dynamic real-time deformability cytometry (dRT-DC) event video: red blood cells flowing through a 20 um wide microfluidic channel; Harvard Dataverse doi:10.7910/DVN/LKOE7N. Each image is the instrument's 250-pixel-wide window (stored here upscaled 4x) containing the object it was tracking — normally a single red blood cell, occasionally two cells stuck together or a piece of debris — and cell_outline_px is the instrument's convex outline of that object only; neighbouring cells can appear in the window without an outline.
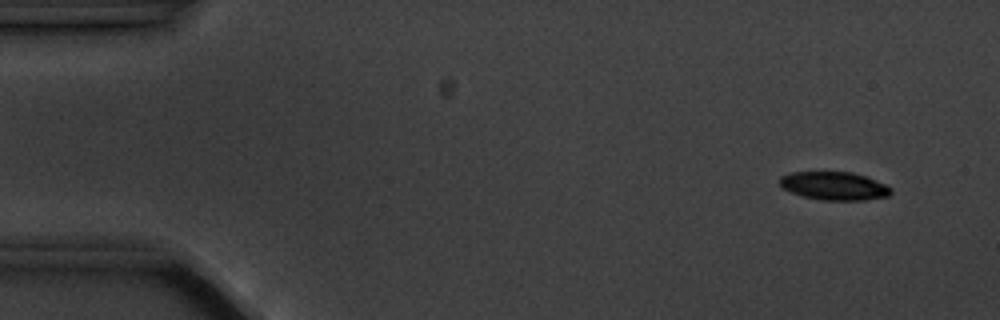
{"species": "common noctule bat (a hibernating species)", "species_latin": "Nyctalus noctula", "temperature_condition": "cold", "stored_images_in_passage": 5, "camera_frame_rate_fps": 3000, "um_per_image_px": 0.085, "animal": {"sex": "male", "body_mass_g": 20.1, "forearm_length_mm": 53.5}, "frame": {"image": 1, "passage_image": 5, "time_ms": 5.667, "image_size_px": [1000, 320], "cell_outline_px": [[892, 192], [888, 196], [864, 200], [820, 200], [804, 196], [792, 192], [784, 188], [780, 184], [780, 176], [792, 172], [852, 172], [864, 176], [884, 184], [892, 188]], "centroid_in_image_um": [70.91, 15.8], "position_along_channel_um": 14.1, "area_um2": 18.09}}